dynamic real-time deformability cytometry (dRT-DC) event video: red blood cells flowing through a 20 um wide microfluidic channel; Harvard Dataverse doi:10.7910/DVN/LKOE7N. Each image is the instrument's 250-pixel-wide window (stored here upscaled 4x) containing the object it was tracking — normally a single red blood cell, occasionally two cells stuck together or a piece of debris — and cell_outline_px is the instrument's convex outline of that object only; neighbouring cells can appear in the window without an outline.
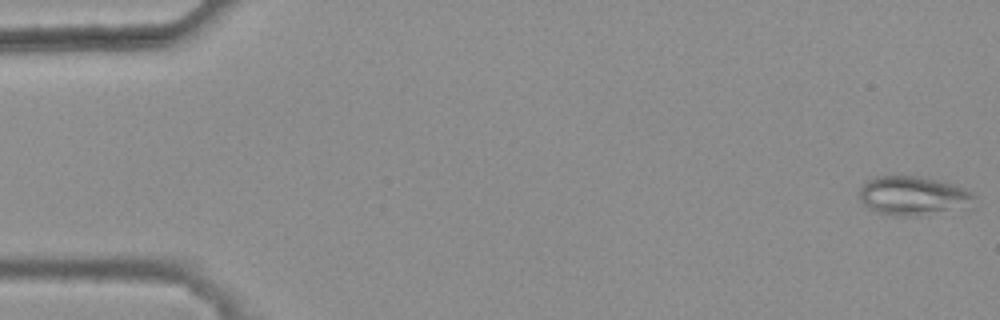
{"species": "common noctule bat (a hibernating species)", "species_latin": "Nyctalus noctula", "temperature_condition": "warm", "stored_images_in_passage": 16, "camera_frame_rate_fps": 3000, "um_per_image_px": 0.085, "animal": {"sex": "female", "body_mass_g": 25.1}, "frame": {"image": 1, "passage_image": 1, "time_ms": 0.0, "image_size_px": [1000, 320], "cell_outline_px": [[976, 196], [972, 208], [920, 216], [896, 216], [876, 212], [868, 208], [860, 200], [860, 188], [868, 180], [876, 176], [924, 176], [940, 180], [964, 188]], "centroid_in_image_um": [77.68, 16.66], "position_along_channel_um": 7.3, "area_um2": 26.7}}